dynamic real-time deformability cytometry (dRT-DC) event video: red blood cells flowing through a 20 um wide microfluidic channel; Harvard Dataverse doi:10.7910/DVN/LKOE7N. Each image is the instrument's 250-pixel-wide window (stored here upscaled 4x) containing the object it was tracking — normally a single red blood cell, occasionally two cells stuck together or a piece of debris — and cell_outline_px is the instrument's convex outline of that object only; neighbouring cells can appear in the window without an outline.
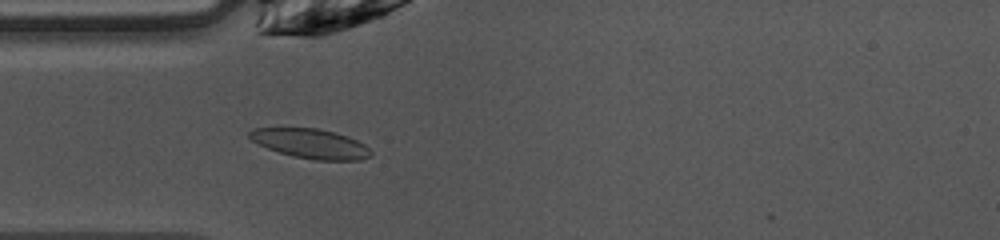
{"species": "common noctule bat (a hibernating species)", "species_latin": "Nyctalus noctula", "temperature_condition": "warm", "stored_images_in_passage": 40, "camera_frame_rate_fps": 3000, "um_per_image_px": 0.085, "animal": {"sex": "female", "body_mass_g": 10.0, "forearm_length_mm": 53.1}, "frame": {"image": 1, "passage_image": 5, "time_ms": 1.333, "image_size_px": [1000, 240], "cell_outline_px": [[372, 156], [360, 160], [316, 160], [296, 156], [280, 152], [268, 148], [252, 140], [248, 136], [248, 132], [256, 128], [316, 128], [336, 132], [348, 136], [364, 144], [372, 152]], "centroid_in_image_um": [26.45, 12.2], "position_along_channel_um": 58.6, "area_um2": 20.69}}
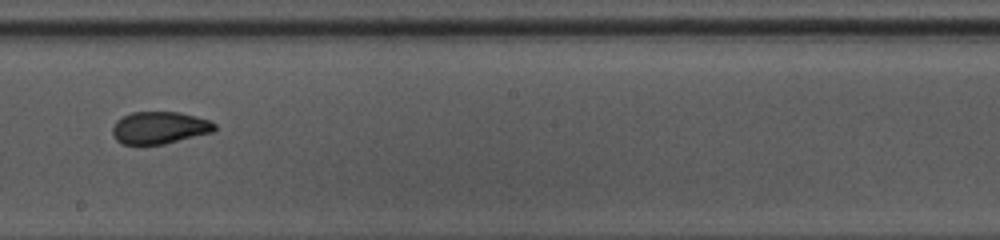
{"frame": {"image": 2, "passage_image": 18, "time_ms": 5.667, "image_size_px": [1000, 240], "cell_outline_px": [[216, 128], [212, 132], [164, 144], [124, 144], [116, 140], [112, 136], [112, 128], [116, 120], [132, 112], [180, 112], [196, 116], [208, 120], [216, 124]], "centroid_in_image_um": [13.54, 10.85], "position_along_channel_um": 234.7, "area_um2": 19.13}}
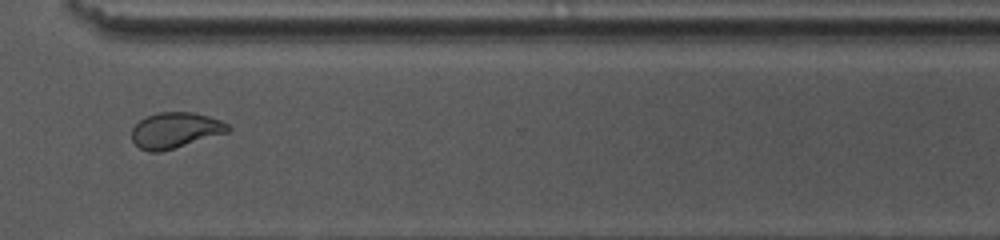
{"frame": {"image": 3, "passage_image": 27, "time_ms": 8.667, "image_size_px": [1000, 240], "cell_outline_px": [[228, 132], [160, 152], [148, 152], [140, 148], [132, 140], [132, 128], [140, 120], [148, 116], [160, 112], [192, 112], [208, 116], [220, 120], [228, 124]], "centroid_in_image_um": [14.87, 11.07], "position_along_channel_um": 355.7, "area_um2": 19.71}, "authors_computed_cell_mechanics": {"area_um2": 19.9699, "velocity_mm_per_s": 4.051, "shape_relaxation_time_tau1_ms": null, "shape_relaxation_time_tau2_ms": 1.5399, "deformation_change_tau1": null, "deformation_change_tau2": 0.0418}}